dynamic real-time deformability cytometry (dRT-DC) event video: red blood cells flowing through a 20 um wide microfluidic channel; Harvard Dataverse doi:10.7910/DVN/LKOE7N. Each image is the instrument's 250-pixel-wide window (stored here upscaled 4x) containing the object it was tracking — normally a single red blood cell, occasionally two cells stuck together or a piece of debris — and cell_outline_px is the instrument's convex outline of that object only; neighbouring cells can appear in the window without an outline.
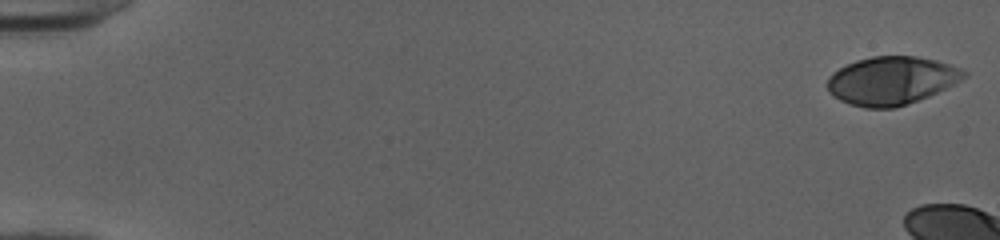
{"species": "human", "species_latin": "Homo sapiens", "temperature_condition": "cold", "stored_images_in_passage": 12, "camera_frame_rate_fps": 3000, "um_per_image_px": 0.085, "donor": {"sex": "female"}, "frame": {"image": 1, "passage_image": 1, "time_ms": 0.0, "image_size_px": [1000, 240], "cell_outline_px": [[968, 76], [928, 96], [896, 108], [864, 108], [848, 104], [840, 100], [828, 92], [828, 76], [832, 72], [856, 60], [872, 56], [916, 56], [936, 60], [960, 68], [968, 72]], "centroid_in_image_um": [75.75, 6.85], "position_along_channel_um": 9.2, "area_um2": 38.26}}